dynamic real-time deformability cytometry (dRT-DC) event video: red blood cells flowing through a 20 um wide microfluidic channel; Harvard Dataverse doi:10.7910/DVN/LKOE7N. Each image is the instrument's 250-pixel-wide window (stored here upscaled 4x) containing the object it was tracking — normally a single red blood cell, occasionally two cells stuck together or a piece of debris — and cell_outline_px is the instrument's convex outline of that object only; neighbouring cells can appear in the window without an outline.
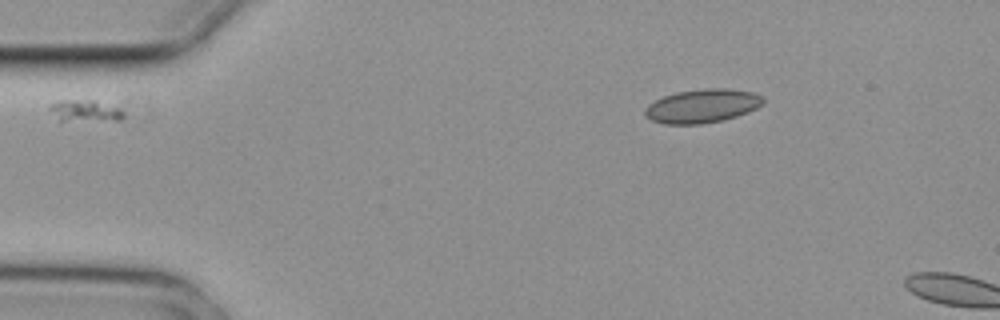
{"species": "common noctule bat (a hibernating species)", "species_latin": "Nyctalus noctula", "temperature_condition": "cold", "stored_images_in_passage": 6, "segment_of_instrument_passage": [2, 3], "camera_frame_rate_fps": 3000, "um_per_image_px": 0.085, "animal": {"sex": "female", "body_mass_g": 29.2, "forearm_length_mm": 56.3}, "frame": {"image": 1, "passage_image": 5, "time_ms": 1.333, "image_size_px": [1000, 320], "cell_outline_px": [[124, 116], [120, 120], [60, 124], [48, 108], [48, 104], [60, 100], [92, 100], [116, 108], [124, 112]], "centroid_in_image_um": [7.11, 9.49], "position_along_channel_um": 77.9, "area_um2": 10.0}}